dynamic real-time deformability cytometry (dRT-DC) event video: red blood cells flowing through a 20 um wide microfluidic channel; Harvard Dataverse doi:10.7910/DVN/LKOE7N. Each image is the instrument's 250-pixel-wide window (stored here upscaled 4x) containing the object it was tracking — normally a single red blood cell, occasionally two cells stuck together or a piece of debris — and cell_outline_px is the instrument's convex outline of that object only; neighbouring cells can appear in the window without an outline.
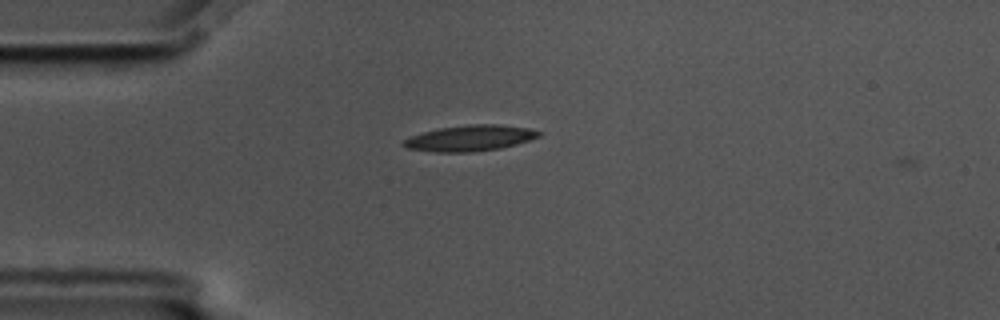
{"species": "common noctule bat (a hibernating species)", "species_latin": "Nyctalus noctula", "temperature_condition": "cold", "stored_images_in_passage": 44, "camera_frame_rate_fps": 3000, "um_per_image_px": 0.085, "animal": {"sex": "male", "body_mass_g": 17.5, "forearm_length_mm": 52.3}, "frame": {"image": 1, "passage_image": 1, "time_ms": 0.0, "image_size_px": [1000, 320], "cell_outline_px": [[544, 132], [540, 136], [516, 144], [500, 148], [472, 152], [436, 152], [408, 148], [400, 144], [404, 140], [412, 136], [424, 132], [440, 128], [468, 124], [500, 124], [528, 128]], "centroid_in_image_um": [39.98, 11.73], "position_along_channel_um": 45.0, "area_um2": 20.29}}
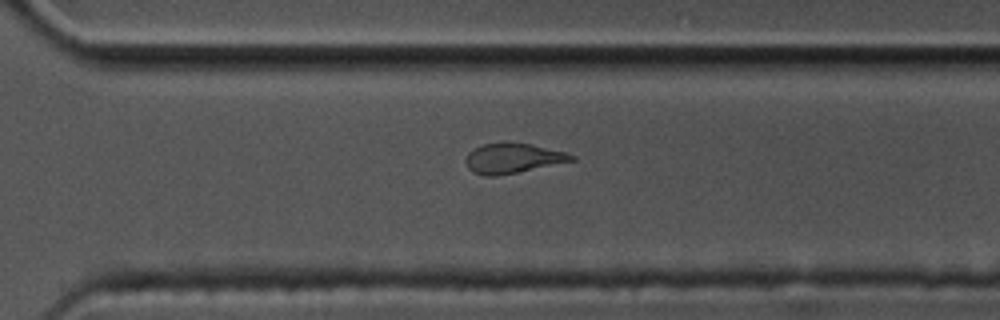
{"frame": {"image": 2, "passage_image": 27, "time_ms": 8.667, "image_size_px": [1000, 320], "cell_outline_px": [[576, 160], [496, 176], [484, 176], [472, 172], [468, 168], [464, 160], [468, 152], [484, 144], [532, 144], [564, 152], [576, 156]], "centroid_in_image_um": [43.56, 13.48], "position_along_channel_um": 327.0, "area_um2": 17.98}}
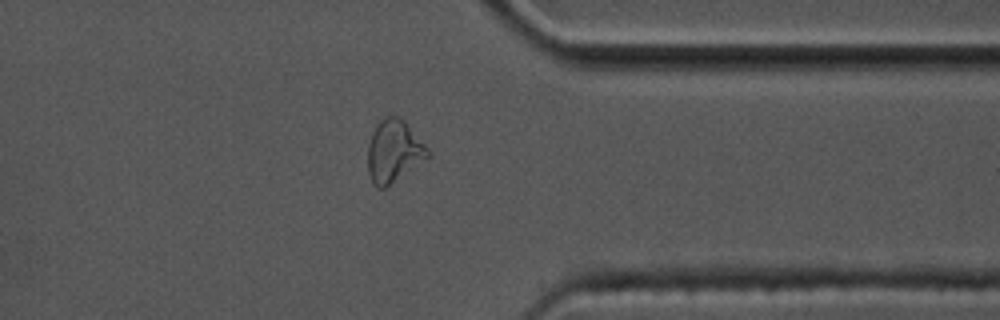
{"frame": {"image": 3, "passage_image": 32, "time_ms": 10.333, "image_size_px": [1000, 320], "cell_outline_px": [[432, 156], [384, 188], [376, 188], [372, 184], [368, 172], [368, 144], [372, 132], [376, 124], [384, 116], [396, 116], [404, 120], [432, 152]], "centroid_in_image_um": [33.49, 12.85], "position_along_channel_um": 377.9, "area_um2": 22.02}, "authors_computed_cell_mechanics": {"area_um2": 19.8543, "velocity_mm_per_s": 3.4497, "shape_relaxation_time_tau1_ms": 8.4277, "shape_relaxation_time_tau2_ms": 3.1286, "deformation_change_tau1": 0.2403, "deformation_change_tau2": 0.1205}}